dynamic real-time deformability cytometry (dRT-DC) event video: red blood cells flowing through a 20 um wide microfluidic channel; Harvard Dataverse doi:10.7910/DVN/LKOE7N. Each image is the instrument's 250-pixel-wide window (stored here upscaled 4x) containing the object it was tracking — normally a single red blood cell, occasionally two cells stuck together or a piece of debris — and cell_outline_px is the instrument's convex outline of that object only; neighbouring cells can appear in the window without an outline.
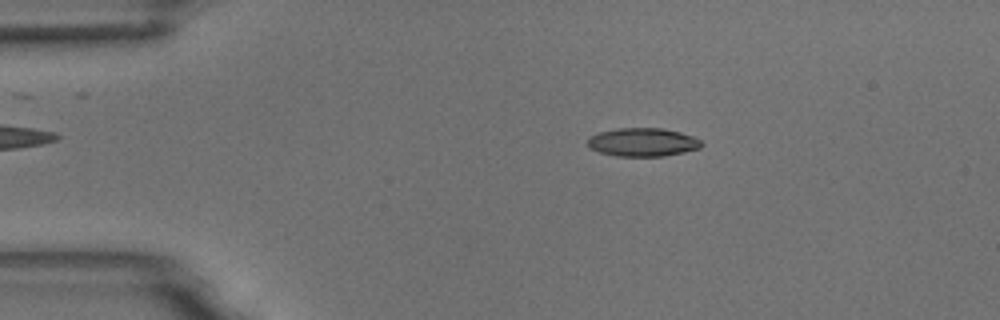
{"species": "common noctule bat (a hibernating species)", "species_latin": "Nyctalus noctula", "temperature_condition": "room temperature", "stored_images_in_passage": 53, "camera_frame_rate_fps": 3000, "um_per_image_px": 0.085, "animal": {"sex": "male", "body_mass_g": 18.8}, "frame": {"image": 1, "passage_image": 9, "time_ms": 2.667, "image_size_px": [1000, 320], "cell_outline_px": [[704, 144], [700, 148], [684, 152], [664, 156], [616, 156], [600, 152], [592, 148], [588, 144], [588, 136], [600, 132], [616, 128], [664, 128], [680, 132], [692, 136], [700, 140]], "centroid_in_image_um": [54.65, 12.08], "position_along_channel_um": 30.3, "area_um2": 18.84}}
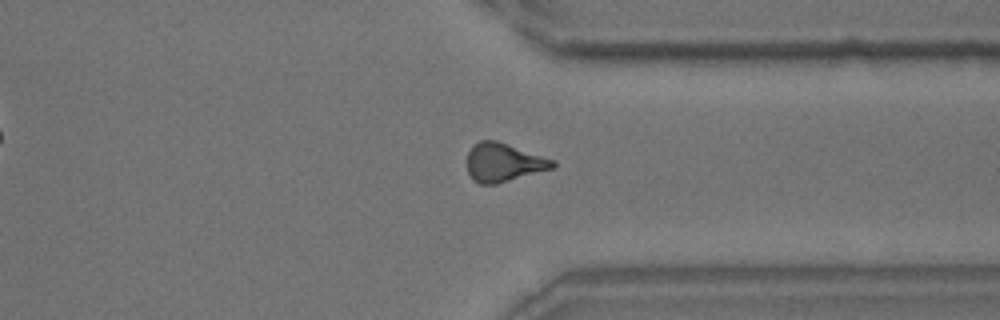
{"frame": {"image": 2, "passage_image": 40, "time_ms": 13.0, "image_size_px": [1000, 320], "cell_outline_px": [[556, 164], [552, 168], [496, 184], [480, 184], [472, 180], [468, 172], [468, 152], [472, 144], [480, 140], [496, 140], [556, 160]], "centroid_in_image_um": [42.78, 13.8], "position_along_channel_um": 368.6, "area_um2": 19.19}}
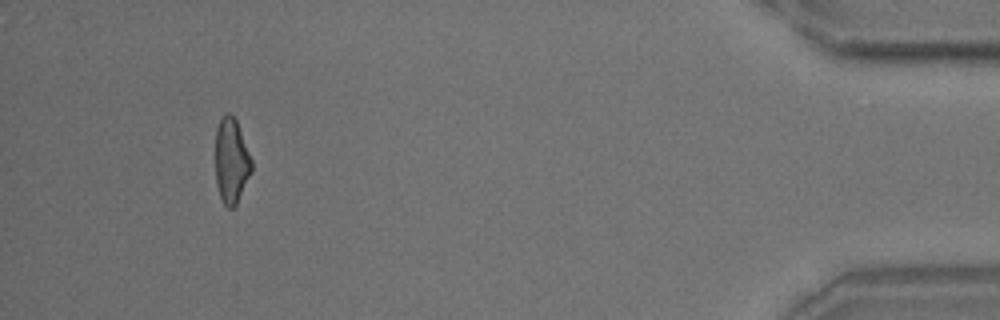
{"frame": {"image": 3, "passage_image": 49, "time_ms": 16.0, "image_size_px": [1000, 320], "cell_outline_px": [[252, 172], [236, 204], [232, 208], [228, 208], [224, 204], [220, 196], [216, 184], [216, 128], [220, 116], [228, 112], [236, 120], [252, 160]], "centroid_in_image_um": [19.66, 13.66], "position_along_channel_um": 415.5, "area_um2": 17.92}, "authors_computed_cell_mechanics": {"area_um2": 18.8428, "velocity_mm_per_s": 3.7651, "shape_relaxation_time_tau1_ms": 5.8754, "shape_relaxation_time_tau2_ms": 4.1173, "deformation_change_tau1": 0.1715, "deformation_change_tau2": 0.1335}}